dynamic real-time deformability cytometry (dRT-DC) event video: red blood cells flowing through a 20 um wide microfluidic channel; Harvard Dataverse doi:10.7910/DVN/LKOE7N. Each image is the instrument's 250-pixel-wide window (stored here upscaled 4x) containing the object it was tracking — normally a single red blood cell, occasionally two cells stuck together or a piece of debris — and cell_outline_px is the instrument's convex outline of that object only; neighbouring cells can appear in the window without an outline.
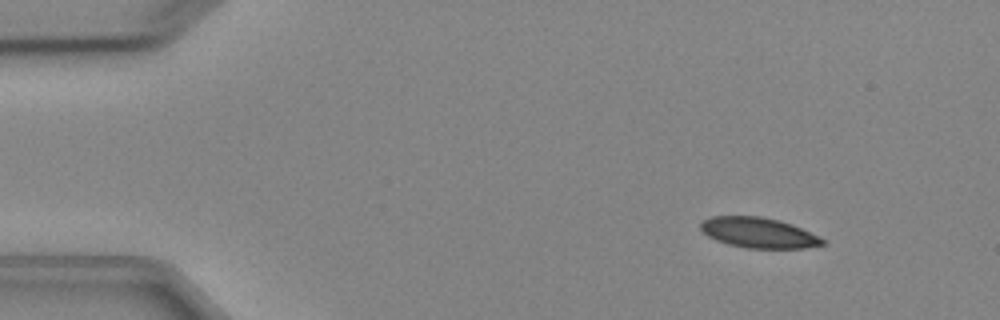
{"species": "Egyptian fruit bat (a non-hibernating species)", "species_latin": "Rousettus aegyptiacus", "temperature_condition": "cold", "stored_images_in_passage": 5, "segment_of_instrument_passage": [1, 2], "camera_frame_rate_fps": 3000, "um_per_image_px": 0.085, "animal": {"sex": "female"}, "frame": {"image": 1, "passage_image": 2, "time_ms": 1.0, "image_size_px": [1000, 320], "cell_outline_px": [[824, 244], [804, 248], [748, 248], [728, 244], [716, 240], [708, 236], [700, 228], [700, 224], [704, 220], [712, 216], [760, 216], [780, 220], [792, 224], [824, 240]], "centroid_in_image_um": [64.44, 19.77], "position_along_channel_um": 20.6, "area_um2": 21.27}}